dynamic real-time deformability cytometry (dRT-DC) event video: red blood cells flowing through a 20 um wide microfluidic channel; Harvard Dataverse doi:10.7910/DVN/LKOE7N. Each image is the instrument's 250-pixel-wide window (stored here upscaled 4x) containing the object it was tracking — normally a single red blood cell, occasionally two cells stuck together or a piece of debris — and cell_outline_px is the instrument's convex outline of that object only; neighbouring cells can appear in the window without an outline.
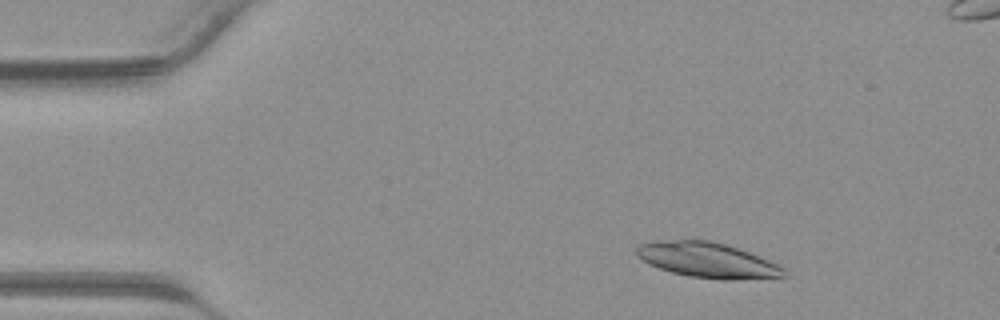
{"species": "common noctule bat (a hibernating species)", "species_latin": "Nyctalus noctula", "temperature_condition": "warm", "stored_images_in_passage": 14, "camera_frame_rate_fps": 3000, "um_per_image_px": 0.085, "animal": {"sex": "male", "body_mass_g": 23.1, "forearm_length_mm": 52.7}, "frame": {"image": 1, "passage_image": 5, "time_ms": 1.333, "image_size_px": [1000, 320], "cell_outline_px": [[788, 276], [732, 280], [724, 280], [688, 276], [672, 272], [660, 268], [636, 256], [636, 248], [640, 244], [660, 240], [712, 240], [748, 252], [780, 264], [788, 272]], "centroid_in_image_um": [60.18, 22.11], "position_along_channel_um": 24.8, "area_um2": 30.11}}